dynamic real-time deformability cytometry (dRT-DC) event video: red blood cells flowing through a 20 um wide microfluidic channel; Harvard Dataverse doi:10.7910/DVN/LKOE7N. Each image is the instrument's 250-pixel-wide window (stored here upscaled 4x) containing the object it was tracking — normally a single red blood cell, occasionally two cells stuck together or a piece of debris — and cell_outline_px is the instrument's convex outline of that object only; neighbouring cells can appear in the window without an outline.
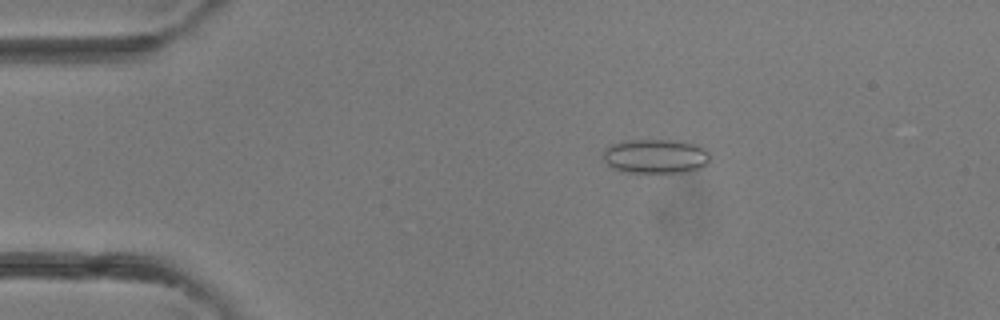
{"species": "common noctule bat (a hibernating species)", "species_latin": "Nyctalus noctula", "temperature_condition": "room temperature", "stored_images_in_passage": 39, "camera_frame_rate_fps": 3000, "um_per_image_px": 0.085, "animal": {"sex": "female"}, "frame": {"image": 1, "passage_image": 7, "time_ms": 2.0, "image_size_px": [1000, 320], "cell_outline_px": [[712, 156], [708, 164], [700, 168], [688, 172], [620, 172], [612, 168], [604, 160], [604, 148], [608, 144], [624, 140], [672, 140], [696, 144], [704, 148]], "centroid_in_image_um": [55.72, 13.28], "position_along_channel_um": 29.3, "area_um2": 21.73}}
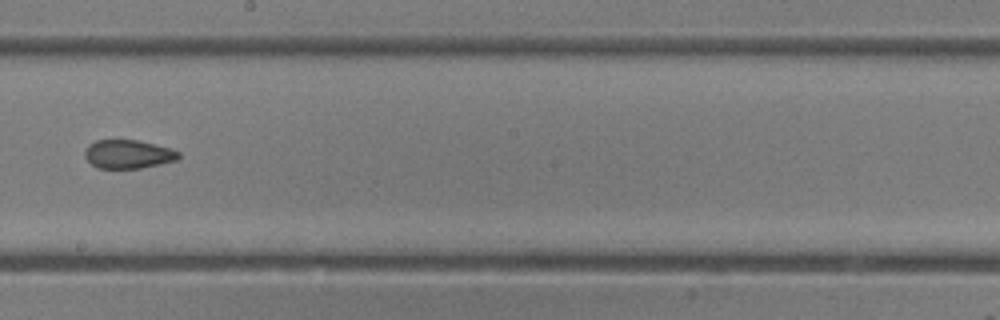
{"frame": {"image": 2, "passage_image": 22, "time_ms": 7.0, "image_size_px": [1000, 320], "cell_outline_px": [[180, 156], [176, 160], [160, 164], [140, 168], [96, 168], [84, 156], [84, 152], [88, 144], [96, 140], [136, 140], [168, 148], [180, 152]], "centroid_in_image_um": [10.85, 13.11], "position_along_channel_um": 237.3, "area_um2": 15.49}}
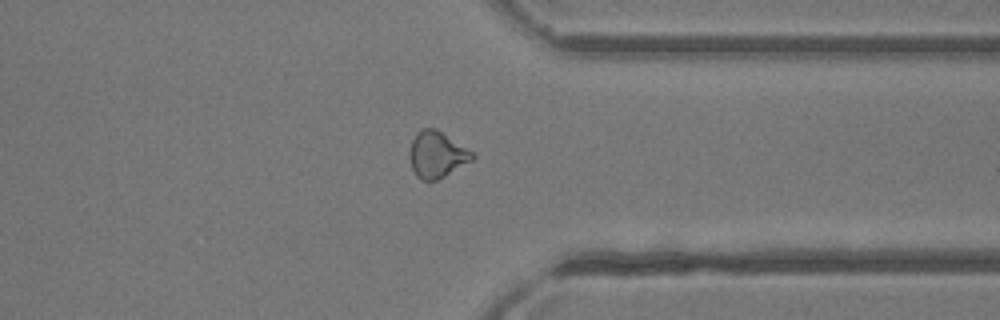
{"frame": {"image": 3, "passage_image": 30, "time_ms": 9.667, "image_size_px": [1000, 320], "cell_outline_px": [[476, 156], [472, 160], [444, 176], [436, 180], [420, 180], [416, 176], [412, 168], [408, 156], [408, 152], [412, 140], [416, 132], [420, 128], [436, 128], [472, 152]], "centroid_in_image_um": [37.08, 13.13], "position_along_channel_um": 374.3, "area_um2": 16.88}}